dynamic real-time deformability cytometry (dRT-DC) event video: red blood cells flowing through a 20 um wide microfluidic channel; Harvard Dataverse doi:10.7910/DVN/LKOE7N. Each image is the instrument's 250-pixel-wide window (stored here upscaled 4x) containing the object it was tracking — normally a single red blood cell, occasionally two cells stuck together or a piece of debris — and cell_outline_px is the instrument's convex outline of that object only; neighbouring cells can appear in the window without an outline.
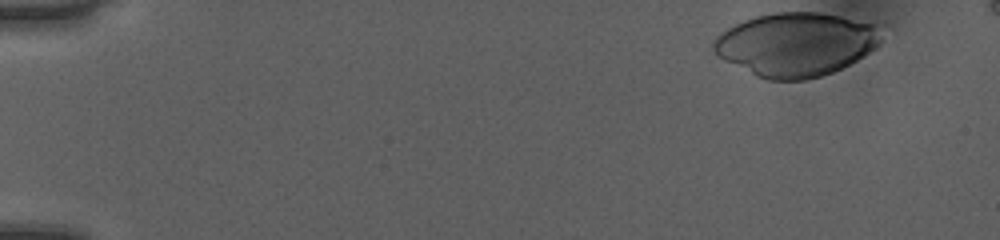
{"species": "human", "species_latin": "Homo sapiens", "temperature_condition": "room temperature", "stored_images_in_passage": 41, "camera_frame_rate_fps": 3000, "um_per_image_px": 0.085, "donor": {"sex": "female"}, "frame": {"image": 1, "passage_image": 1, "time_ms": 0.0, "image_size_px": [1000, 240], "cell_outline_px": [[880, 44], [876, 48], [856, 60], [832, 72], [808, 80], [768, 80], [756, 76], [724, 60], [712, 48], [712, 40], [716, 36], [732, 24], [756, 16], [772, 12], [820, 12], [840, 16], [872, 24], [880, 40]], "centroid_in_image_um": [67.57, 3.77], "position_along_channel_um": 17.4, "area_um2": 61.73}}